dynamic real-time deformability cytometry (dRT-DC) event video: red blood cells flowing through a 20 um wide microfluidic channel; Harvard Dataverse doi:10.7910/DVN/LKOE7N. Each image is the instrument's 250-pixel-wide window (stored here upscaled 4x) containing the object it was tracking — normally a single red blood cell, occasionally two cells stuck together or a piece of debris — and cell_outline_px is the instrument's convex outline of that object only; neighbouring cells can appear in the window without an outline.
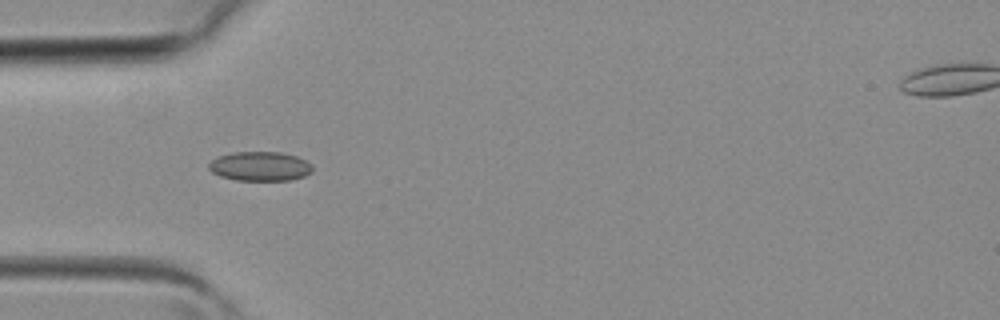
{"species": "common noctule bat (a hibernating species)", "species_latin": "Nyctalus noctula", "temperature_condition": "room temperature", "stored_images_in_passage": 4, "camera_frame_rate_fps": 3000, "um_per_image_px": 0.085, "animal": {"sex": "female", "body_mass_g": 19.3, "forearm_length_mm": 54.1}, "frame": {"image": 1, "passage_image": 3, "time_ms": 0.667, "image_size_px": [1000, 320], "cell_outline_px": [[312, 172], [304, 176], [292, 180], [236, 180], [220, 176], [212, 172], [208, 168], [208, 164], [212, 160], [220, 156], [236, 152], [280, 152], [296, 156], [312, 164]], "centroid_in_image_um": [22.11, 14.14], "position_along_channel_um": 62.9, "area_um2": 17.63}}
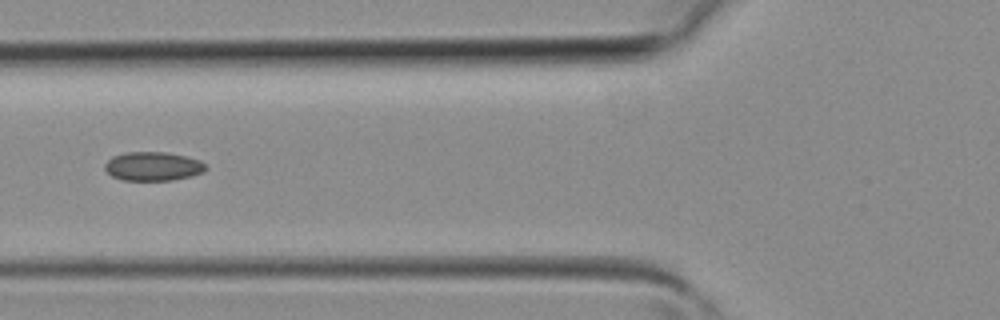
{"frame": {"image": 2, "passage_image": 4, "time_ms": 1.0, "image_size_px": [1000, 320], "cell_outline_px": [[208, 168], [204, 172], [192, 176], [172, 180], [124, 180], [112, 176], [104, 168], [104, 164], [112, 156], [124, 152], [168, 152], [188, 156], [200, 160]], "centroid_in_image_um": [13.03, 14.12], "position_along_channel_um": 112.8, "area_um2": 17.17}}